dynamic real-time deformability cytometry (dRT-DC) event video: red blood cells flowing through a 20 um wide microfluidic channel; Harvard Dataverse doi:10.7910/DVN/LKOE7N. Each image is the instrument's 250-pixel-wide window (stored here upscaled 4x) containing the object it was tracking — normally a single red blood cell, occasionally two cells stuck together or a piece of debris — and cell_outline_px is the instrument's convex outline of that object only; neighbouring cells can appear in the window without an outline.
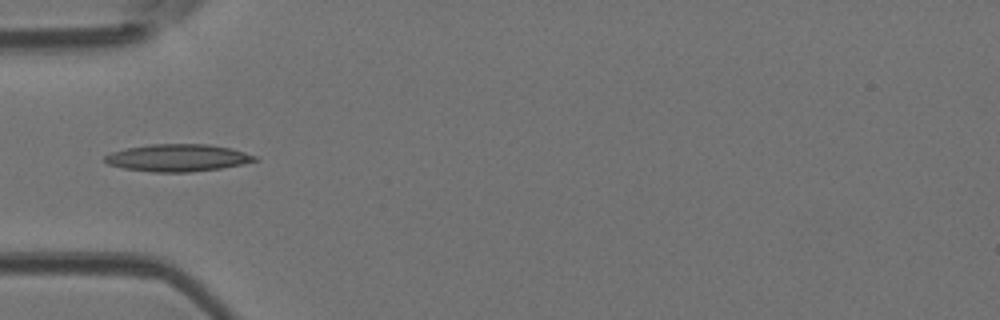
{"species": "Egyptian fruit bat (a non-hibernating species)", "species_latin": "Rousettus aegyptiacus", "temperature_condition": "room temperature", "stored_images_in_passage": 1, "camera_frame_rate_fps": 3000, "um_per_image_px": 0.085, "animal": {"sex": "female"}, "frame": {"image": 1, "passage_image": 1, "time_ms": 0.0, "image_size_px": [1000, 320], "cell_outline_px": [[260, 160], [244, 164], [220, 168], [188, 172], [152, 172], [124, 168], [108, 164], [104, 160], [104, 156], [112, 152], [124, 148], [148, 144], [208, 144], [232, 148], [256, 156]], "centroid_in_image_um": [15.12, 13.41], "position_along_channel_um": 69.9, "area_um2": 23.93}}